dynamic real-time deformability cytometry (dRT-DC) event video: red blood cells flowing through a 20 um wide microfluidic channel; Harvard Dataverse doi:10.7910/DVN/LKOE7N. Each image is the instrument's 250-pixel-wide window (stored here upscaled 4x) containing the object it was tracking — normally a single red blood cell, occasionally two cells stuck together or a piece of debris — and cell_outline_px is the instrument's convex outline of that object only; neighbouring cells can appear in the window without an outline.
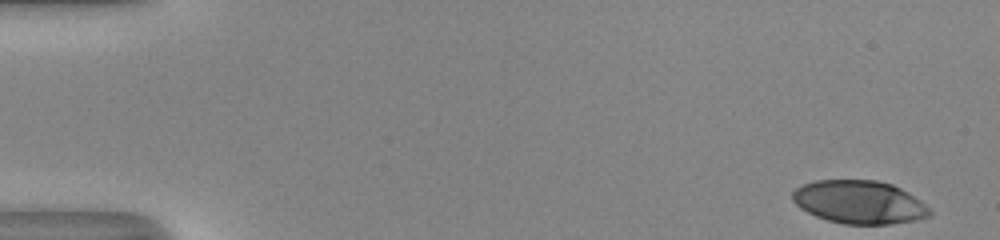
{"species": "human", "species_latin": "Homo sapiens", "temperature_condition": "room temperature", "stored_images_in_passage": 51, "camera_frame_rate_fps": 3000, "um_per_image_px": 0.085, "donor": {"sex": "male"}, "frame": {"image": 1, "passage_image": 1, "time_ms": 0.0, "image_size_px": [1000, 240], "cell_outline_px": [[932, 216], [916, 220], [888, 224], [844, 224], [828, 220], [816, 216], [800, 208], [792, 200], [792, 192], [796, 188], [804, 184], [816, 180], [876, 180], [892, 184], [908, 192], [920, 200], [932, 212]], "centroid_in_image_um": [73.05, 17.18], "position_along_channel_um": 12.0, "area_um2": 34.51}}
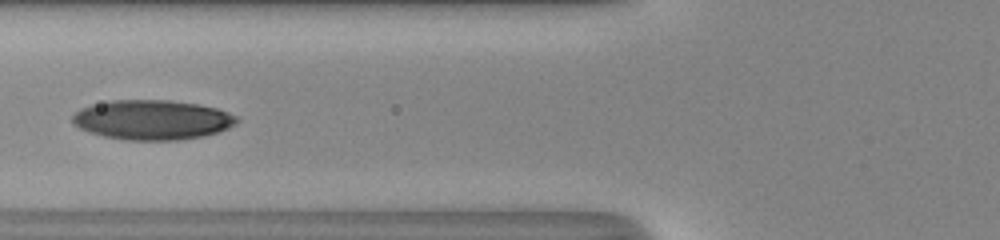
{"frame": {"image": 2, "passage_image": 20, "time_ms": 6.333, "image_size_px": [1000, 240], "cell_outline_px": [[240, 120], [236, 124], [228, 128], [204, 136], [180, 140], [128, 140], [104, 136], [88, 132], [72, 124], [72, 116], [80, 108], [92, 104], [112, 100], [168, 100], [196, 104], [216, 108], [228, 112], [236, 116]], "centroid_in_image_um": [12.93, 10.19], "position_along_channel_um": 112.9, "area_um2": 38.09}}
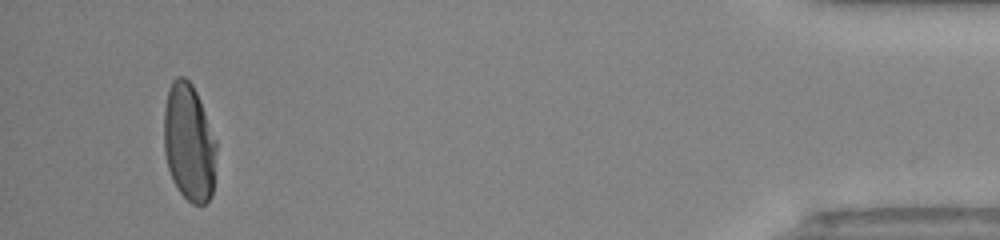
{"frame": {"image": 3, "passage_image": 48, "time_ms": 15.667, "image_size_px": [1000, 240], "cell_outline_px": [[216, 148], [212, 196], [204, 204], [192, 204], [176, 188], [172, 180], [168, 168], [164, 152], [164, 108], [168, 88], [172, 80], [176, 76], [184, 76], [192, 84], [196, 92], [216, 140]], "centroid_in_image_um": [16.04, 12.11], "position_along_channel_um": 419.2, "area_um2": 36.01}, "authors_computed_cell_mechanics": {"area_um2": 36.0094, "velocity_mm_per_s": 4.0522, "shape_relaxation_time_tau1_ms": 7.0736, "shape_relaxation_time_tau2_ms": 1.2483, "deformation_change_tau1": 0.2264, "deformation_change_tau2": 0.0451}}